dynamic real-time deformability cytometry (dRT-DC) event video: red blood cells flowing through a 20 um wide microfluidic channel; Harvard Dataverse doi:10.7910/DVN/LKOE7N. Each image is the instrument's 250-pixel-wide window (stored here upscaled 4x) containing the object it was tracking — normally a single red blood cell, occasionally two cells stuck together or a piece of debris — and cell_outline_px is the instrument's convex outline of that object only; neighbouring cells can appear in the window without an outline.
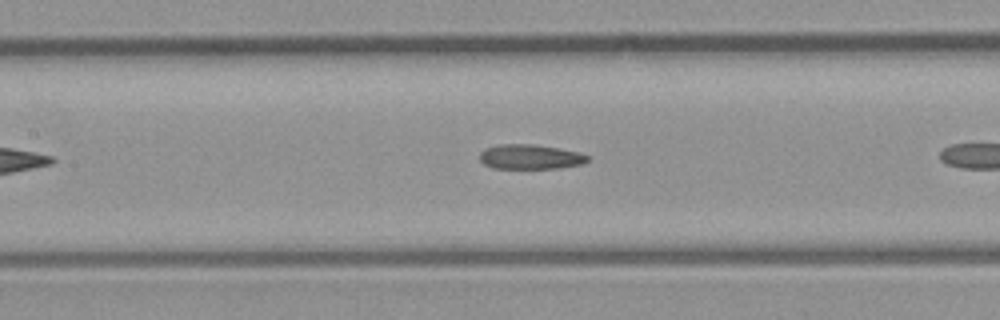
{"species": "common noctule bat (a hibernating species)", "species_latin": "Nyctalus noctula", "temperature_condition": "room temperature", "stored_images_in_passage": 10, "camera_frame_rate_fps": 3000, "um_per_image_px": 0.085, "animal": {"sex": "male", "body_mass_g": 23.1, "forearm_length_mm": 52.7}, "frame": {"image": 1, "passage_image": 9, "time_ms": 2.667, "image_size_px": [1000, 320], "cell_outline_px": [[592, 156], [584, 164], [560, 168], [492, 168], [484, 164], [480, 160], [480, 152], [484, 148], [500, 144], [536, 144], [580, 152]], "centroid_in_image_um": [45.11, 13.32], "position_along_channel_um": 162.3, "area_um2": 15.78}}